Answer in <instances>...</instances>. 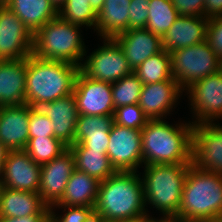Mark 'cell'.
Wrapping results in <instances>:
<instances>
[{
	"instance_id": "cell-1",
	"label": "cell",
	"mask_w": 222,
	"mask_h": 222,
	"mask_svg": "<svg viewBox=\"0 0 222 222\" xmlns=\"http://www.w3.org/2000/svg\"><path fill=\"white\" fill-rule=\"evenodd\" d=\"M192 123L148 120L141 130L143 164H192Z\"/></svg>"
},
{
	"instance_id": "cell-2",
	"label": "cell",
	"mask_w": 222,
	"mask_h": 222,
	"mask_svg": "<svg viewBox=\"0 0 222 222\" xmlns=\"http://www.w3.org/2000/svg\"><path fill=\"white\" fill-rule=\"evenodd\" d=\"M140 175L137 171H117L101 181L94 211L106 222L133 219L149 212Z\"/></svg>"
},
{
	"instance_id": "cell-3",
	"label": "cell",
	"mask_w": 222,
	"mask_h": 222,
	"mask_svg": "<svg viewBox=\"0 0 222 222\" xmlns=\"http://www.w3.org/2000/svg\"><path fill=\"white\" fill-rule=\"evenodd\" d=\"M183 222L222 218V174L189 167L176 215Z\"/></svg>"
},
{
	"instance_id": "cell-4",
	"label": "cell",
	"mask_w": 222,
	"mask_h": 222,
	"mask_svg": "<svg viewBox=\"0 0 222 222\" xmlns=\"http://www.w3.org/2000/svg\"><path fill=\"white\" fill-rule=\"evenodd\" d=\"M80 66L44 60L33 54L26 58L25 103L30 100L54 101L74 92Z\"/></svg>"
},
{
	"instance_id": "cell-5",
	"label": "cell",
	"mask_w": 222,
	"mask_h": 222,
	"mask_svg": "<svg viewBox=\"0 0 222 222\" xmlns=\"http://www.w3.org/2000/svg\"><path fill=\"white\" fill-rule=\"evenodd\" d=\"M192 164L145 165L142 184L145 206H153L163 216H176L182 200L184 182Z\"/></svg>"
},
{
	"instance_id": "cell-6",
	"label": "cell",
	"mask_w": 222,
	"mask_h": 222,
	"mask_svg": "<svg viewBox=\"0 0 222 222\" xmlns=\"http://www.w3.org/2000/svg\"><path fill=\"white\" fill-rule=\"evenodd\" d=\"M80 27L59 16L47 22L33 35L32 54L44 60L65 61L81 66L87 52Z\"/></svg>"
},
{
	"instance_id": "cell-7",
	"label": "cell",
	"mask_w": 222,
	"mask_h": 222,
	"mask_svg": "<svg viewBox=\"0 0 222 222\" xmlns=\"http://www.w3.org/2000/svg\"><path fill=\"white\" fill-rule=\"evenodd\" d=\"M170 56L172 78L183 91L222 69V62L207 41L171 51Z\"/></svg>"
},
{
	"instance_id": "cell-8",
	"label": "cell",
	"mask_w": 222,
	"mask_h": 222,
	"mask_svg": "<svg viewBox=\"0 0 222 222\" xmlns=\"http://www.w3.org/2000/svg\"><path fill=\"white\" fill-rule=\"evenodd\" d=\"M103 46L87 56L80 70L89 78L114 83L133 72L114 38H103Z\"/></svg>"
},
{
	"instance_id": "cell-9",
	"label": "cell",
	"mask_w": 222,
	"mask_h": 222,
	"mask_svg": "<svg viewBox=\"0 0 222 222\" xmlns=\"http://www.w3.org/2000/svg\"><path fill=\"white\" fill-rule=\"evenodd\" d=\"M27 104L31 113L49 118L56 139L68 148L74 144L79 113L73 93L54 101L30 100Z\"/></svg>"
},
{
	"instance_id": "cell-10",
	"label": "cell",
	"mask_w": 222,
	"mask_h": 222,
	"mask_svg": "<svg viewBox=\"0 0 222 222\" xmlns=\"http://www.w3.org/2000/svg\"><path fill=\"white\" fill-rule=\"evenodd\" d=\"M197 123H210L222 118V69L190 85L185 90Z\"/></svg>"
},
{
	"instance_id": "cell-11",
	"label": "cell",
	"mask_w": 222,
	"mask_h": 222,
	"mask_svg": "<svg viewBox=\"0 0 222 222\" xmlns=\"http://www.w3.org/2000/svg\"><path fill=\"white\" fill-rule=\"evenodd\" d=\"M192 164L208 172L222 174V125L197 123L192 131Z\"/></svg>"
},
{
	"instance_id": "cell-12",
	"label": "cell",
	"mask_w": 222,
	"mask_h": 222,
	"mask_svg": "<svg viewBox=\"0 0 222 222\" xmlns=\"http://www.w3.org/2000/svg\"><path fill=\"white\" fill-rule=\"evenodd\" d=\"M107 156L116 171H138L143 166L141 130L113 123Z\"/></svg>"
},
{
	"instance_id": "cell-13",
	"label": "cell",
	"mask_w": 222,
	"mask_h": 222,
	"mask_svg": "<svg viewBox=\"0 0 222 222\" xmlns=\"http://www.w3.org/2000/svg\"><path fill=\"white\" fill-rule=\"evenodd\" d=\"M33 34L6 5H0V61L32 55Z\"/></svg>"
},
{
	"instance_id": "cell-14",
	"label": "cell",
	"mask_w": 222,
	"mask_h": 222,
	"mask_svg": "<svg viewBox=\"0 0 222 222\" xmlns=\"http://www.w3.org/2000/svg\"><path fill=\"white\" fill-rule=\"evenodd\" d=\"M73 94L79 115H114L111 83L91 79L80 70Z\"/></svg>"
},
{
	"instance_id": "cell-15",
	"label": "cell",
	"mask_w": 222,
	"mask_h": 222,
	"mask_svg": "<svg viewBox=\"0 0 222 222\" xmlns=\"http://www.w3.org/2000/svg\"><path fill=\"white\" fill-rule=\"evenodd\" d=\"M41 166L24 150L7 151L0 174V187L38 192Z\"/></svg>"
},
{
	"instance_id": "cell-16",
	"label": "cell",
	"mask_w": 222,
	"mask_h": 222,
	"mask_svg": "<svg viewBox=\"0 0 222 222\" xmlns=\"http://www.w3.org/2000/svg\"><path fill=\"white\" fill-rule=\"evenodd\" d=\"M75 169V158L69 148L50 162L41 165L38 192L49 208L61 200L68 180Z\"/></svg>"
},
{
	"instance_id": "cell-17",
	"label": "cell",
	"mask_w": 222,
	"mask_h": 222,
	"mask_svg": "<svg viewBox=\"0 0 222 222\" xmlns=\"http://www.w3.org/2000/svg\"><path fill=\"white\" fill-rule=\"evenodd\" d=\"M183 90L176 80H166L142 86L139 106L149 120L165 119L175 108Z\"/></svg>"
},
{
	"instance_id": "cell-18",
	"label": "cell",
	"mask_w": 222,
	"mask_h": 222,
	"mask_svg": "<svg viewBox=\"0 0 222 222\" xmlns=\"http://www.w3.org/2000/svg\"><path fill=\"white\" fill-rule=\"evenodd\" d=\"M27 103L2 106L0 109V142L7 151L24 150L29 140Z\"/></svg>"
},
{
	"instance_id": "cell-19",
	"label": "cell",
	"mask_w": 222,
	"mask_h": 222,
	"mask_svg": "<svg viewBox=\"0 0 222 222\" xmlns=\"http://www.w3.org/2000/svg\"><path fill=\"white\" fill-rule=\"evenodd\" d=\"M114 39L119 43L133 71L147 58L163 50L162 38L146 28L125 30Z\"/></svg>"
},
{
	"instance_id": "cell-20",
	"label": "cell",
	"mask_w": 222,
	"mask_h": 222,
	"mask_svg": "<svg viewBox=\"0 0 222 222\" xmlns=\"http://www.w3.org/2000/svg\"><path fill=\"white\" fill-rule=\"evenodd\" d=\"M209 20L204 16H180L162 38V47L171 51L206 41Z\"/></svg>"
},
{
	"instance_id": "cell-21",
	"label": "cell",
	"mask_w": 222,
	"mask_h": 222,
	"mask_svg": "<svg viewBox=\"0 0 222 222\" xmlns=\"http://www.w3.org/2000/svg\"><path fill=\"white\" fill-rule=\"evenodd\" d=\"M26 58L0 61V106L25 103Z\"/></svg>"
},
{
	"instance_id": "cell-22",
	"label": "cell",
	"mask_w": 222,
	"mask_h": 222,
	"mask_svg": "<svg viewBox=\"0 0 222 222\" xmlns=\"http://www.w3.org/2000/svg\"><path fill=\"white\" fill-rule=\"evenodd\" d=\"M32 214H50L39 192L0 187V217L19 218Z\"/></svg>"
},
{
	"instance_id": "cell-23",
	"label": "cell",
	"mask_w": 222,
	"mask_h": 222,
	"mask_svg": "<svg viewBox=\"0 0 222 222\" xmlns=\"http://www.w3.org/2000/svg\"><path fill=\"white\" fill-rule=\"evenodd\" d=\"M100 181L77 169L71 174L61 200L54 206H85L94 208Z\"/></svg>"
},
{
	"instance_id": "cell-24",
	"label": "cell",
	"mask_w": 222,
	"mask_h": 222,
	"mask_svg": "<svg viewBox=\"0 0 222 222\" xmlns=\"http://www.w3.org/2000/svg\"><path fill=\"white\" fill-rule=\"evenodd\" d=\"M131 0H105L97 13L96 31L102 38H114L129 30Z\"/></svg>"
},
{
	"instance_id": "cell-25",
	"label": "cell",
	"mask_w": 222,
	"mask_h": 222,
	"mask_svg": "<svg viewBox=\"0 0 222 222\" xmlns=\"http://www.w3.org/2000/svg\"><path fill=\"white\" fill-rule=\"evenodd\" d=\"M34 35L47 22L58 17L50 0H10L7 5Z\"/></svg>"
},
{
	"instance_id": "cell-26",
	"label": "cell",
	"mask_w": 222,
	"mask_h": 222,
	"mask_svg": "<svg viewBox=\"0 0 222 222\" xmlns=\"http://www.w3.org/2000/svg\"><path fill=\"white\" fill-rule=\"evenodd\" d=\"M69 149L74 155L76 169L98 179L100 182L117 172L110 163L107 152L83 148L79 143H74Z\"/></svg>"
},
{
	"instance_id": "cell-27",
	"label": "cell",
	"mask_w": 222,
	"mask_h": 222,
	"mask_svg": "<svg viewBox=\"0 0 222 222\" xmlns=\"http://www.w3.org/2000/svg\"><path fill=\"white\" fill-rule=\"evenodd\" d=\"M133 72L143 85L174 80L171 71V56L165 49L147 58Z\"/></svg>"
},
{
	"instance_id": "cell-28",
	"label": "cell",
	"mask_w": 222,
	"mask_h": 222,
	"mask_svg": "<svg viewBox=\"0 0 222 222\" xmlns=\"http://www.w3.org/2000/svg\"><path fill=\"white\" fill-rule=\"evenodd\" d=\"M146 29L163 38L180 17L172 0H150Z\"/></svg>"
},
{
	"instance_id": "cell-29",
	"label": "cell",
	"mask_w": 222,
	"mask_h": 222,
	"mask_svg": "<svg viewBox=\"0 0 222 222\" xmlns=\"http://www.w3.org/2000/svg\"><path fill=\"white\" fill-rule=\"evenodd\" d=\"M68 147L55 137L29 138L24 151L38 165H43L59 156Z\"/></svg>"
},
{
	"instance_id": "cell-30",
	"label": "cell",
	"mask_w": 222,
	"mask_h": 222,
	"mask_svg": "<svg viewBox=\"0 0 222 222\" xmlns=\"http://www.w3.org/2000/svg\"><path fill=\"white\" fill-rule=\"evenodd\" d=\"M58 16L74 25L96 29L97 13L87 0H66L65 4L58 11Z\"/></svg>"
},
{
	"instance_id": "cell-31",
	"label": "cell",
	"mask_w": 222,
	"mask_h": 222,
	"mask_svg": "<svg viewBox=\"0 0 222 222\" xmlns=\"http://www.w3.org/2000/svg\"><path fill=\"white\" fill-rule=\"evenodd\" d=\"M142 86V82L134 72L112 83L111 89L114 108L138 104Z\"/></svg>"
},
{
	"instance_id": "cell-32",
	"label": "cell",
	"mask_w": 222,
	"mask_h": 222,
	"mask_svg": "<svg viewBox=\"0 0 222 222\" xmlns=\"http://www.w3.org/2000/svg\"><path fill=\"white\" fill-rule=\"evenodd\" d=\"M112 124L113 116L79 115L76 123L74 143H80L89 134L110 133Z\"/></svg>"
},
{
	"instance_id": "cell-33",
	"label": "cell",
	"mask_w": 222,
	"mask_h": 222,
	"mask_svg": "<svg viewBox=\"0 0 222 222\" xmlns=\"http://www.w3.org/2000/svg\"><path fill=\"white\" fill-rule=\"evenodd\" d=\"M148 120L139 104L124 105L114 110L113 123L121 126L142 130Z\"/></svg>"
},
{
	"instance_id": "cell-34",
	"label": "cell",
	"mask_w": 222,
	"mask_h": 222,
	"mask_svg": "<svg viewBox=\"0 0 222 222\" xmlns=\"http://www.w3.org/2000/svg\"><path fill=\"white\" fill-rule=\"evenodd\" d=\"M64 208V215L57 216L54 212L57 209ZM94 211V208L85 206H52L50 208V222H84L88 216Z\"/></svg>"
},
{
	"instance_id": "cell-35",
	"label": "cell",
	"mask_w": 222,
	"mask_h": 222,
	"mask_svg": "<svg viewBox=\"0 0 222 222\" xmlns=\"http://www.w3.org/2000/svg\"><path fill=\"white\" fill-rule=\"evenodd\" d=\"M150 0H131L129 5V29L145 28Z\"/></svg>"
},
{
	"instance_id": "cell-36",
	"label": "cell",
	"mask_w": 222,
	"mask_h": 222,
	"mask_svg": "<svg viewBox=\"0 0 222 222\" xmlns=\"http://www.w3.org/2000/svg\"><path fill=\"white\" fill-rule=\"evenodd\" d=\"M29 138L54 137L51 121L47 116L30 112L28 120Z\"/></svg>"
},
{
	"instance_id": "cell-37",
	"label": "cell",
	"mask_w": 222,
	"mask_h": 222,
	"mask_svg": "<svg viewBox=\"0 0 222 222\" xmlns=\"http://www.w3.org/2000/svg\"><path fill=\"white\" fill-rule=\"evenodd\" d=\"M206 41L222 62V16L209 19Z\"/></svg>"
},
{
	"instance_id": "cell-38",
	"label": "cell",
	"mask_w": 222,
	"mask_h": 222,
	"mask_svg": "<svg viewBox=\"0 0 222 222\" xmlns=\"http://www.w3.org/2000/svg\"><path fill=\"white\" fill-rule=\"evenodd\" d=\"M179 16H204V0H172Z\"/></svg>"
},
{
	"instance_id": "cell-39",
	"label": "cell",
	"mask_w": 222,
	"mask_h": 222,
	"mask_svg": "<svg viewBox=\"0 0 222 222\" xmlns=\"http://www.w3.org/2000/svg\"><path fill=\"white\" fill-rule=\"evenodd\" d=\"M109 139L110 133L89 134V136L85 137L79 144L83 148H88L90 150L100 152H107Z\"/></svg>"
},
{
	"instance_id": "cell-40",
	"label": "cell",
	"mask_w": 222,
	"mask_h": 222,
	"mask_svg": "<svg viewBox=\"0 0 222 222\" xmlns=\"http://www.w3.org/2000/svg\"><path fill=\"white\" fill-rule=\"evenodd\" d=\"M222 16V0H204V17L206 19Z\"/></svg>"
},
{
	"instance_id": "cell-41",
	"label": "cell",
	"mask_w": 222,
	"mask_h": 222,
	"mask_svg": "<svg viewBox=\"0 0 222 222\" xmlns=\"http://www.w3.org/2000/svg\"><path fill=\"white\" fill-rule=\"evenodd\" d=\"M0 222H50V214H32L19 218L0 217Z\"/></svg>"
},
{
	"instance_id": "cell-42",
	"label": "cell",
	"mask_w": 222,
	"mask_h": 222,
	"mask_svg": "<svg viewBox=\"0 0 222 222\" xmlns=\"http://www.w3.org/2000/svg\"><path fill=\"white\" fill-rule=\"evenodd\" d=\"M151 222H183L178 216H162L159 220L151 217Z\"/></svg>"
},
{
	"instance_id": "cell-43",
	"label": "cell",
	"mask_w": 222,
	"mask_h": 222,
	"mask_svg": "<svg viewBox=\"0 0 222 222\" xmlns=\"http://www.w3.org/2000/svg\"><path fill=\"white\" fill-rule=\"evenodd\" d=\"M84 222H106V220L99 213L93 211Z\"/></svg>"
},
{
	"instance_id": "cell-44",
	"label": "cell",
	"mask_w": 222,
	"mask_h": 222,
	"mask_svg": "<svg viewBox=\"0 0 222 222\" xmlns=\"http://www.w3.org/2000/svg\"><path fill=\"white\" fill-rule=\"evenodd\" d=\"M118 222H151V217L148 213L133 219L121 220Z\"/></svg>"
},
{
	"instance_id": "cell-45",
	"label": "cell",
	"mask_w": 222,
	"mask_h": 222,
	"mask_svg": "<svg viewBox=\"0 0 222 222\" xmlns=\"http://www.w3.org/2000/svg\"><path fill=\"white\" fill-rule=\"evenodd\" d=\"M96 13L102 8L105 0H87Z\"/></svg>"
},
{
	"instance_id": "cell-46",
	"label": "cell",
	"mask_w": 222,
	"mask_h": 222,
	"mask_svg": "<svg viewBox=\"0 0 222 222\" xmlns=\"http://www.w3.org/2000/svg\"><path fill=\"white\" fill-rule=\"evenodd\" d=\"M6 153H7V150L5 149V147L0 142V174H1V171H2V165H3V161L5 159Z\"/></svg>"
},
{
	"instance_id": "cell-47",
	"label": "cell",
	"mask_w": 222,
	"mask_h": 222,
	"mask_svg": "<svg viewBox=\"0 0 222 222\" xmlns=\"http://www.w3.org/2000/svg\"><path fill=\"white\" fill-rule=\"evenodd\" d=\"M50 1L58 11L66 2V0H50Z\"/></svg>"
},
{
	"instance_id": "cell-48",
	"label": "cell",
	"mask_w": 222,
	"mask_h": 222,
	"mask_svg": "<svg viewBox=\"0 0 222 222\" xmlns=\"http://www.w3.org/2000/svg\"><path fill=\"white\" fill-rule=\"evenodd\" d=\"M10 0H0V5H7Z\"/></svg>"
},
{
	"instance_id": "cell-49",
	"label": "cell",
	"mask_w": 222,
	"mask_h": 222,
	"mask_svg": "<svg viewBox=\"0 0 222 222\" xmlns=\"http://www.w3.org/2000/svg\"><path fill=\"white\" fill-rule=\"evenodd\" d=\"M206 222H222V218L214 219V220L206 221Z\"/></svg>"
}]
</instances>
